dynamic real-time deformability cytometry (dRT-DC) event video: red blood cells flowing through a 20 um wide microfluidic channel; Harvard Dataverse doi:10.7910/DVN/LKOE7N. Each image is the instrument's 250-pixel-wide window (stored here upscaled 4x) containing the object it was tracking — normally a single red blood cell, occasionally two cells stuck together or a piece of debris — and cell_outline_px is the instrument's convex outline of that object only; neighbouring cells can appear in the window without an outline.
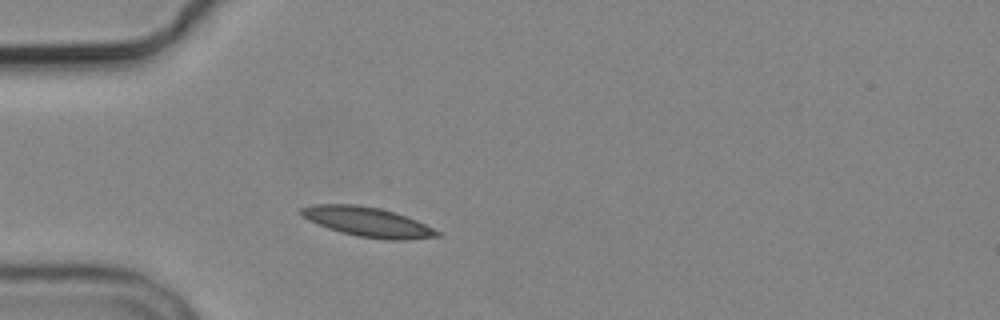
{"species": "common noctule bat (a hibernating species)", "species_latin": "Nyctalus noctula", "temperature_condition": "cold", "stored_images_in_passage": 2, "camera_frame_rate_fps": 3000, "um_per_image_px": 0.085, "animal": {"sex": "male", "body_mass_g": 19.2, "forearm_length_mm": 51.8}, "frame": {"image": 1, "passage_image": 2, "time_ms": 1.333, "image_size_px": [1000, 320], "cell_outline_px": [[440, 236], [404, 240], [388, 240], [356, 236], [340, 232], [328, 228], [308, 220], [296, 212], [300, 208], [316, 204], [356, 204], [380, 208], [416, 220], [440, 232]], "centroid_in_image_um": [31.19, 18.86], "position_along_channel_um": 53.8, "area_um2": 23.35}}